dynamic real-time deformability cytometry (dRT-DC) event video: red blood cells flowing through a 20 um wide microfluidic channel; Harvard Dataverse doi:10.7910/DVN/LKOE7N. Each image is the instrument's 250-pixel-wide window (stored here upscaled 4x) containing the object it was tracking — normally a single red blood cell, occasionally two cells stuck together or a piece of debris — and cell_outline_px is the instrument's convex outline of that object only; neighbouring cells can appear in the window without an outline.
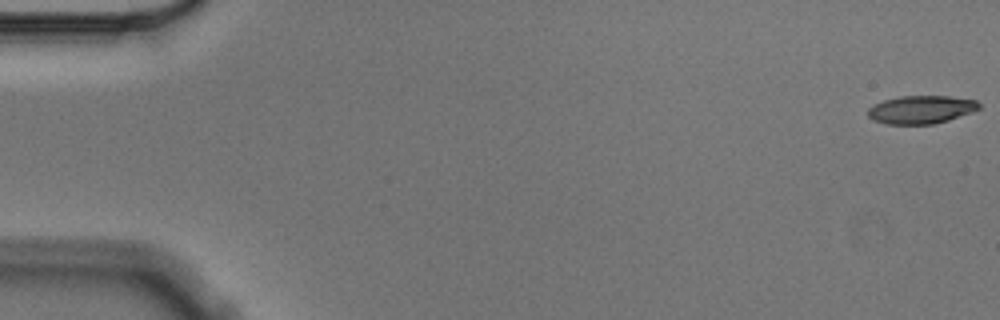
{"species": "Egyptian fruit bat (a non-hibernating species)", "species_latin": "Rousettus aegyptiacus", "temperature_condition": "cold", "stored_images_in_passage": 11, "camera_frame_rate_fps": 3000, "um_per_image_px": 0.085, "animal": {"sex": "male"}, "frame": {"image": 1, "passage_image": 1, "time_ms": 0.0, "image_size_px": [1000, 320], "cell_outline_px": [[980, 108], [972, 112], [948, 120], [932, 124], [888, 124], [872, 120], [868, 116], [868, 108], [872, 104], [884, 100], [900, 96], [948, 96], [976, 100], [980, 104]], "centroid_in_image_um": [78.27, 9.31], "position_along_channel_um": 6.7, "area_um2": 18.21}}
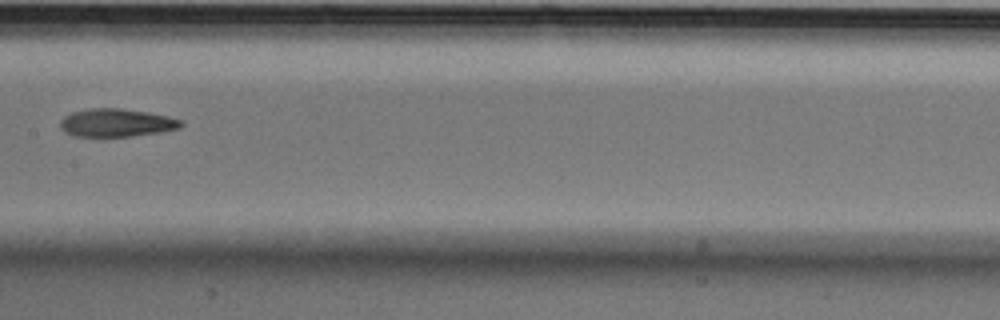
{"frame": {"image": 2, "passage_image": 8, "time_ms": 2.333, "image_size_px": [1000, 320], "cell_outline_px": [[184, 124], [180, 128], [160, 132], [132, 136], [72, 136], [64, 132], [60, 128], [60, 120], [64, 116], [72, 112], [88, 108], [120, 108], [148, 112], [168, 116], [184, 120]], "centroid_in_image_um": [9.9, 10.43], "position_along_channel_um": 197.5, "area_um2": 19.94}}
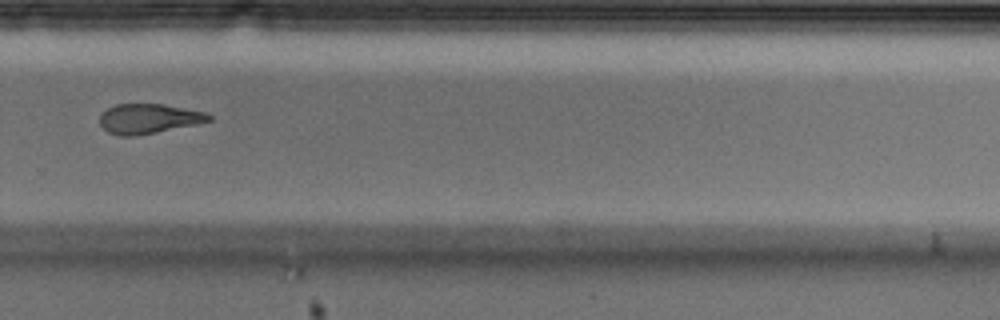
{"frame": {"image": 3, "passage_image": 11, "time_ms": 3.333, "image_size_px": [1000, 320], "cell_outline_px": [[212, 120], [196, 124], [156, 132], [132, 136], [120, 136], [108, 132], [100, 124], [100, 116], [108, 108], [116, 104], [164, 104], [204, 112], [212, 116]], "centroid_in_image_um": [12.63, 10.08], "position_along_channel_um": 317.2, "area_um2": 18.67}}